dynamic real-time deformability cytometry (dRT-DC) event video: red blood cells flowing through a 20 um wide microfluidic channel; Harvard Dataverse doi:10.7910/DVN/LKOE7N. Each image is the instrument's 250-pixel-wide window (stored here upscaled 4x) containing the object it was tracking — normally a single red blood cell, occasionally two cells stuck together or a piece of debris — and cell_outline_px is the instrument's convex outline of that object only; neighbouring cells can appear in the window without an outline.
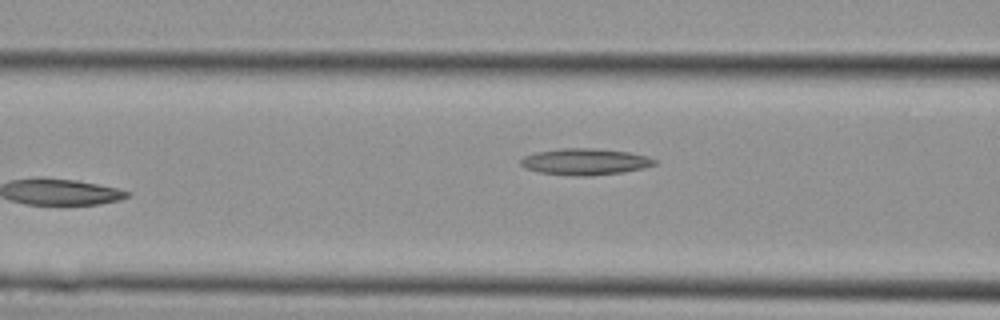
{"species": "Egyptian fruit bat (a non-hibernating species)", "species_latin": "Rousettus aegyptiacus", "temperature_condition": "cold", "stored_images_in_passage": 11, "camera_frame_rate_fps": 3000, "um_per_image_px": 0.085, "animal": {"sex": "female"}, "frame": {"image": 1, "passage_image": 11, "time_ms": 3.333, "image_size_px": [1000, 320], "cell_outline_px": [[656, 164], [644, 168], [624, 172], [592, 176], [576, 176], [540, 172], [524, 168], [520, 164], [520, 160], [524, 156], [536, 152], [560, 148], [596, 148], [628, 152], [648, 156], [656, 160]], "centroid_in_image_um": [49.74, 13.74], "position_along_channel_um": 116.9, "area_um2": 20.75}}